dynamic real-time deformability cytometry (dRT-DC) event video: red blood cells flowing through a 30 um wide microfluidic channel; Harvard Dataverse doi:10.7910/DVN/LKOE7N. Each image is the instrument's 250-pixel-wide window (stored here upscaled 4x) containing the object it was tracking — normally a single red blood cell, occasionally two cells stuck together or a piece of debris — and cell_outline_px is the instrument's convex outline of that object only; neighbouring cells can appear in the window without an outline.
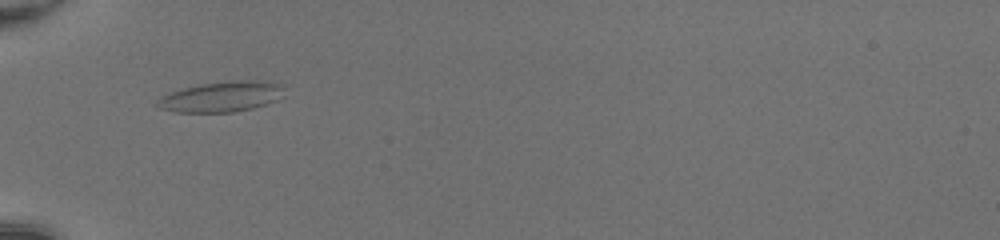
{"species": "common noctule bat (a hibernating species)", "species_latin": "Nyctalus noctula", "temperature_condition": "room temperature", "stored_images_in_passage": 33, "camera_frame_rate_fps": 3000, "um_per_image_px": 0.085, "animal": {"sex": "female", "body_mass_g": 20.0, "forearm_length_mm": 54.0}, "frame": {"image": 1, "passage_image": 1, "time_ms": 0.0, "image_size_px": [1000, 240], "cell_outline_px": [[284, 96], [276, 100], [252, 108], [232, 112], [176, 112], [160, 108], [156, 104], [156, 100], [160, 96], [184, 88], [204, 84], [236, 80], [264, 80], [284, 84]], "centroid_in_image_um": [18.88, 8.21], "position_along_channel_um": 66.1, "area_um2": 22.48}}
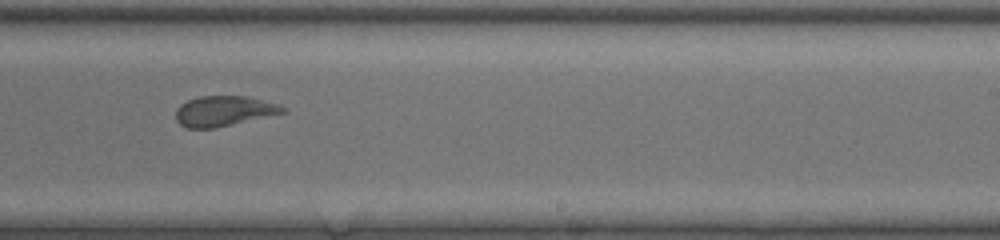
{"frame": {"image": 2, "passage_image": 16, "time_ms": 5.0, "image_size_px": [1000, 240], "cell_outline_px": [[288, 112], [216, 128], [188, 128], [180, 124], [176, 120], [176, 108], [180, 104], [188, 100], [200, 96], [248, 96], [280, 104], [288, 108]], "centroid_in_image_um": [19.08, 9.43], "position_along_channel_um": 269.9, "area_um2": 19.13}}
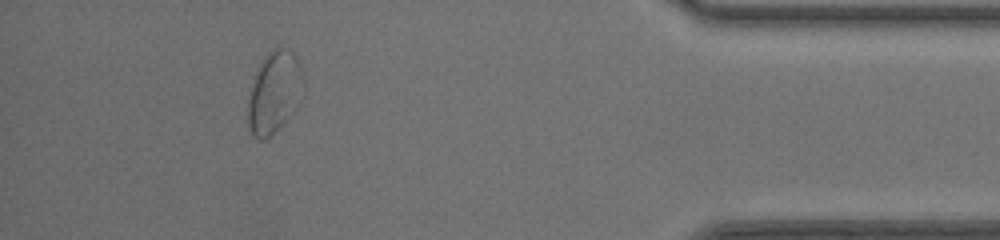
{"frame": {"image": 3, "passage_image": 29, "time_ms": 9.333, "image_size_px": [1000, 240], "cell_outline_px": [[304, 96], [292, 112], [264, 140], [260, 140], [252, 136], [248, 124], [248, 100], [252, 84], [256, 72], [260, 64], [268, 52], [272, 48], [284, 48], [292, 52], [300, 60], [304, 80]], "centroid_in_image_um": [23.34, 7.8], "position_along_channel_um": 411.9, "area_um2": 26.3}, "authors_computed_cell_mechanics": {"area_um2": 19.2474, "velocity_mm_per_s": 4.2019, "shape_relaxation_time_tau1_ms": null, "shape_relaxation_time_tau2_ms": 1.5596, "deformation_change_tau1": null, "deformation_change_tau2": 0.0747}}